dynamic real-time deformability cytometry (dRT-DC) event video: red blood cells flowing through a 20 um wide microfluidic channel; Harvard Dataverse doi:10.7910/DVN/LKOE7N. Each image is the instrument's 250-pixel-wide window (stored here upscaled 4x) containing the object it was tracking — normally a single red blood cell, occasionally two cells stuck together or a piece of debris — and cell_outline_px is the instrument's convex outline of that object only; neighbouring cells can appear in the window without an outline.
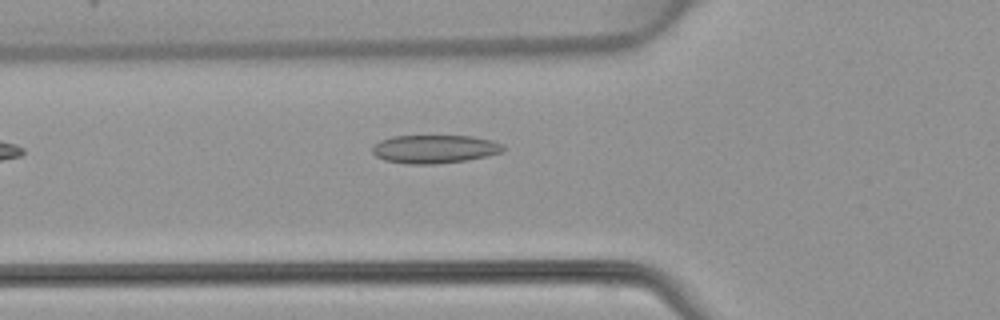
{"species": "common noctule bat (a hibernating species)", "species_latin": "Nyctalus noctula", "temperature_condition": "warm", "stored_images_in_passage": 4, "camera_frame_rate_fps": 3000, "um_per_image_px": 0.085, "animal": {"sex": "female", "body_mass_g": 22.7, "forearm_length_mm": 54.2}, "frame": {"image": 1, "passage_image": 4, "time_ms": 4.667, "image_size_px": [1000, 320], "cell_outline_px": [[504, 152], [468, 160], [436, 164], [408, 164], [384, 160], [376, 156], [372, 152], [372, 144], [380, 140], [392, 136], [472, 136], [492, 140], [504, 144]], "centroid_in_image_um": [36.94, 12.67], "position_along_channel_um": 88.9, "area_um2": 21.85}}